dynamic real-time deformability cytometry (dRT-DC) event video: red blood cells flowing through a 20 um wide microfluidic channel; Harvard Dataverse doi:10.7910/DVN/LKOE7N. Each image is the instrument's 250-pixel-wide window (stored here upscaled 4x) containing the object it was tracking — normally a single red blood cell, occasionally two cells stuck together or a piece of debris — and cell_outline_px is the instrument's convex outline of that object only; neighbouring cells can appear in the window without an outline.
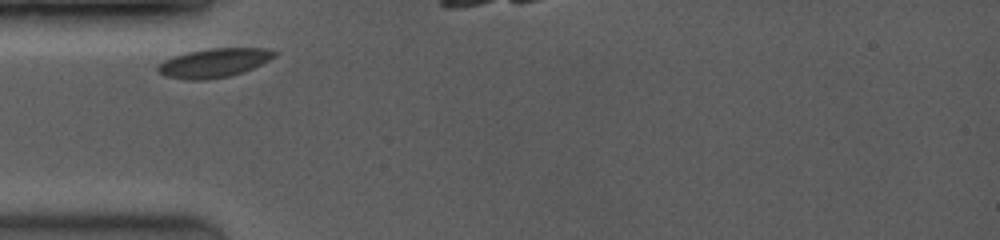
{"species": "common noctule bat (a hibernating species)", "species_latin": "Nyctalus noctula", "temperature_condition": "room temperature", "stored_images_in_passage": 9, "camera_frame_rate_fps": 3500, "um_per_image_px": 0.085, "animal": {"sex": "female", "body_mass_g": 19.0, "forearm_length_mm": 53.3}, "frame": {"image": 1, "passage_image": 1, "time_ms": 0.0, "image_size_px": [1000, 240], "cell_outline_px": [[280, 52], [276, 56], [244, 72], [228, 76], [204, 80], [188, 80], [164, 76], [156, 72], [156, 64], [164, 60], [188, 52], [208, 48], [268, 48]], "centroid_in_image_um": [18.17, 5.34], "position_along_channel_um": 66.8, "area_um2": 19.83}}